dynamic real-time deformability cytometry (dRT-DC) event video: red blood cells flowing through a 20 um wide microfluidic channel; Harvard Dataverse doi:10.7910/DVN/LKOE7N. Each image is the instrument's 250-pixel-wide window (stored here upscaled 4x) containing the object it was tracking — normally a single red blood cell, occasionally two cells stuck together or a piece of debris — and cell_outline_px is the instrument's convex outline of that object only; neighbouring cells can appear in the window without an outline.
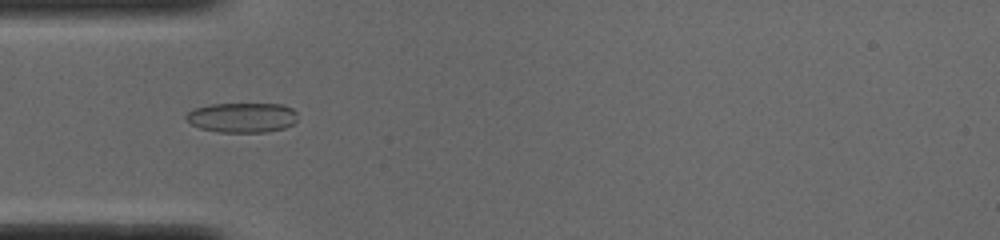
{"species": "common noctule bat (a hibernating species)", "species_latin": "Nyctalus noctula", "temperature_condition": "cold", "stored_images_in_passage": 46, "camera_frame_rate_fps": 3000, "um_per_image_px": 0.085, "animal": {"sex": "male", "body_mass_g": 19.0, "forearm_length_mm": 50.8}, "frame": {"image": 1, "passage_image": 10, "time_ms": 3.0, "image_size_px": [1000, 240], "cell_outline_px": [[296, 120], [292, 124], [284, 128], [268, 132], [220, 132], [200, 128], [192, 124], [184, 116], [188, 112], [196, 108], [212, 104], [284, 104], [292, 108], [296, 112]], "centroid_in_image_um": [20.6, 9.99], "position_along_channel_um": 64.4, "area_um2": 19.31}}
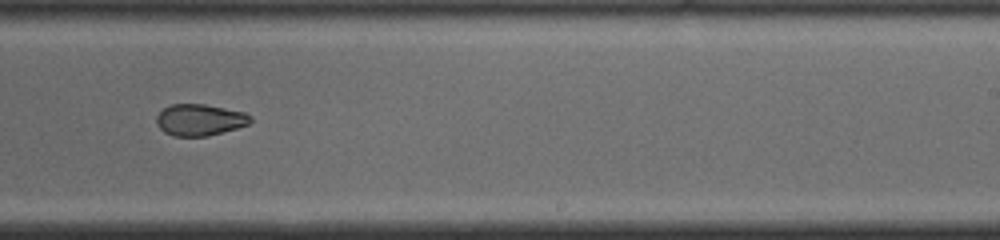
{"frame": {"image": 2, "passage_image": 26, "time_ms": 8.333, "image_size_px": [1000, 240], "cell_outline_px": [[252, 120], [248, 124], [236, 128], [208, 136], [172, 136], [164, 132], [156, 124], [156, 116], [164, 108], [172, 104], [204, 104], [244, 112], [252, 116]], "centroid_in_image_um": [16.96, 10.19], "position_along_channel_um": 272.0, "area_um2": 17.22}}
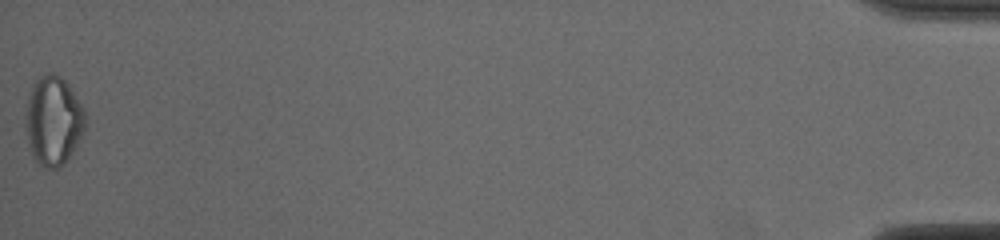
{"frame": {"image": 3, "passage_image": 46, "time_ms": 15.0, "image_size_px": [1000, 240], "cell_outline_px": [[84, 132], [68, 160], [60, 168], [48, 168], [40, 164], [36, 160], [28, 144], [24, 124], [28, 100], [32, 88], [36, 80], [48, 72], [52, 72], [60, 76], [64, 80], [80, 104], [84, 112]], "centroid_in_image_um": [4.52, 10.3], "position_along_channel_um": 430.7, "area_um2": 30.52}, "authors_computed_cell_mechanics": {"area_um2": 18.6405, "velocity_mm_per_s": 3.8996, "shape_relaxation_time_tau1_ms": null, "shape_relaxation_time_tau2_ms": 4.0308, "deformation_change_tau1": null, "deformation_change_tau2": 0.0875}}